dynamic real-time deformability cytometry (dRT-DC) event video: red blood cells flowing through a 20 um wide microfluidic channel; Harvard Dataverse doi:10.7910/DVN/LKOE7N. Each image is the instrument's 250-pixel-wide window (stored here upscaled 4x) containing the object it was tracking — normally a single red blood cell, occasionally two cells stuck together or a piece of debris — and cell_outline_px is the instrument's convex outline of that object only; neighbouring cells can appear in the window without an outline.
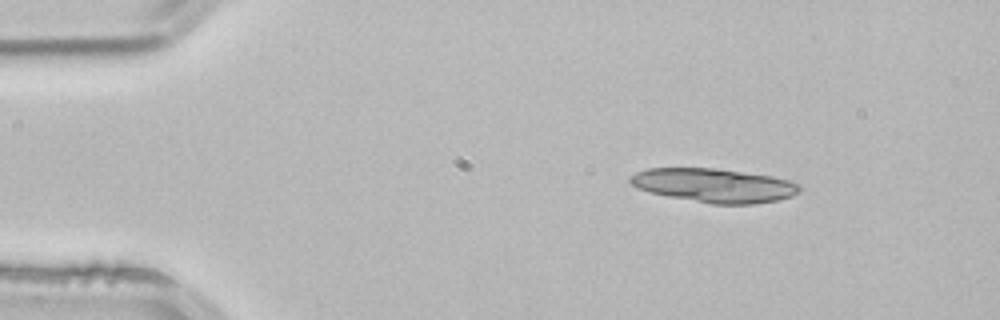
{"species": "common noctule bat (a hibernating species)", "species_latin": "Nyctalus noctula", "temperature_condition": "room temperature", "stored_images_in_passage": 4, "segment_of_instrument_passage": [2, 2], "camera_frame_rate_fps": 3000, "um_per_image_px": 0.085, "animal": {"sex": "male", "body_mass_g": 21.5, "forearm_length_mm": 52.0}, "frame": {"image": 1, "passage_image": 4, "time_ms": 1.0, "image_size_px": [1000, 320], "cell_outline_px": [[804, 188], [800, 192], [792, 196], [780, 200], [756, 204], [712, 204], [668, 196], [648, 192], [636, 188], [628, 180], [628, 176], [636, 172], [648, 168], [716, 168], [772, 176], [788, 180], [800, 184]], "centroid_in_image_um": [60.72, 15.76], "position_along_channel_um": 24.3, "area_um2": 33.81}}